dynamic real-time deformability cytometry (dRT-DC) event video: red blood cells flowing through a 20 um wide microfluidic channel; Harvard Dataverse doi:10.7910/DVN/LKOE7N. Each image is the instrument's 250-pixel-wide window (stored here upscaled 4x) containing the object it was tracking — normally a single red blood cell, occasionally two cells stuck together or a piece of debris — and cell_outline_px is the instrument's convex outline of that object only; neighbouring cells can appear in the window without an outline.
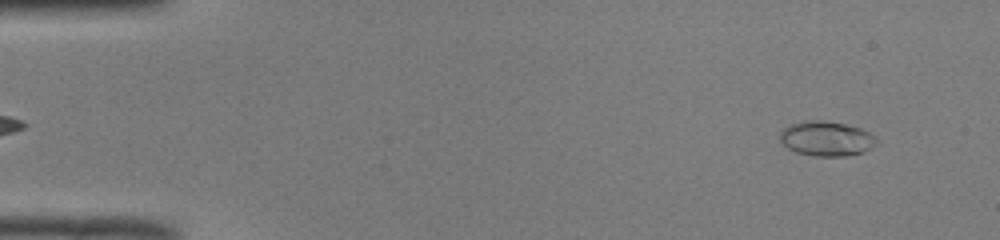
{"species": "common noctule bat (a hibernating species)", "species_latin": "Nyctalus noctula", "temperature_condition": "room temperature", "stored_images_in_passage": 52, "camera_frame_rate_fps": 3000, "um_per_image_px": 0.085, "animal": {"sex": "male", "body_mass_g": 19.0, "forearm_length_mm": 50.8}, "frame": {"image": 1, "passage_image": 5, "time_ms": 1.333, "image_size_px": [1000, 240], "cell_outline_px": [[880, 144], [864, 152], [844, 156], [816, 156], [796, 152], [788, 148], [780, 140], [780, 132], [784, 128], [792, 124], [808, 120], [824, 120], [844, 124], [860, 128], [876, 136], [880, 140]], "centroid_in_image_um": [70.31, 11.79], "position_along_channel_um": 14.7, "area_um2": 19.71}}
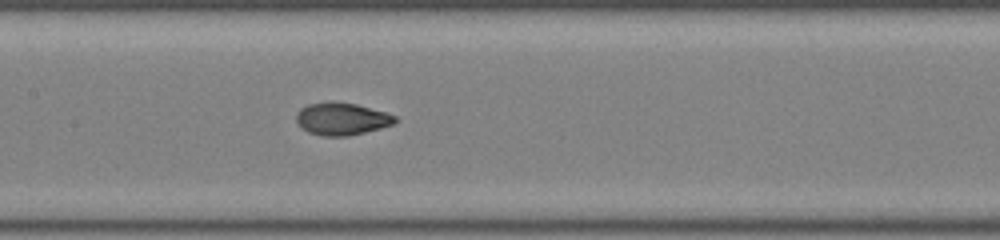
{"frame": {"image": 2, "passage_image": 26, "time_ms": 8.333, "image_size_px": [1000, 240], "cell_outline_px": [[400, 120], [392, 124], [380, 128], [348, 136], [320, 136], [308, 132], [300, 128], [296, 120], [296, 112], [300, 108], [308, 104], [332, 100], [356, 104], [384, 112], [396, 116]], "centroid_in_image_um": [29.0, 10.09], "position_along_channel_um": 178.4, "area_um2": 18.9}}
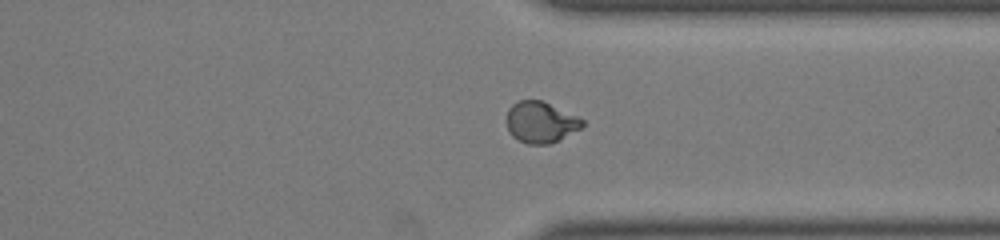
{"frame": {"image": 3, "passage_image": 40, "time_ms": 13.0, "image_size_px": [1000, 240], "cell_outline_px": [[584, 124], [580, 128], [548, 144], [528, 144], [512, 136], [508, 132], [504, 120], [508, 108], [512, 104], [520, 100], [544, 100], [584, 120]], "centroid_in_image_um": [45.88, 10.36], "position_along_channel_um": 365.5, "area_um2": 18.21}, "authors_computed_cell_mechanics": {"area_um2": 18.6405, "velocity_mm_per_s": 4.0039, "shape_relaxation_time_tau1_ms": 6.6896, "shape_relaxation_time_tau2_ms": null, "deformation_change_tau1": 0.2417, "deformation_change_tau2": null}}